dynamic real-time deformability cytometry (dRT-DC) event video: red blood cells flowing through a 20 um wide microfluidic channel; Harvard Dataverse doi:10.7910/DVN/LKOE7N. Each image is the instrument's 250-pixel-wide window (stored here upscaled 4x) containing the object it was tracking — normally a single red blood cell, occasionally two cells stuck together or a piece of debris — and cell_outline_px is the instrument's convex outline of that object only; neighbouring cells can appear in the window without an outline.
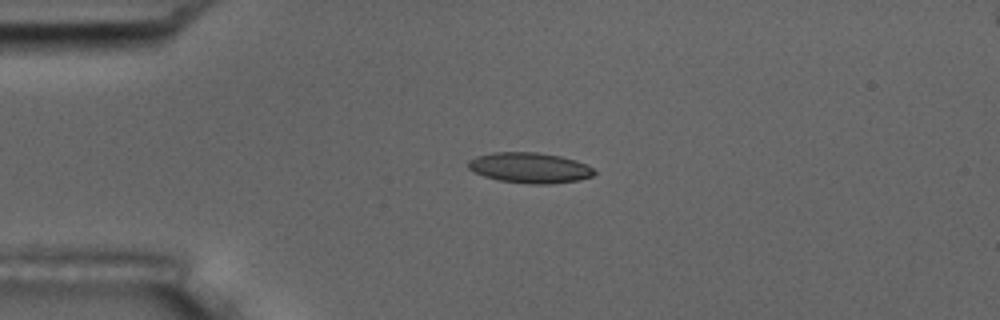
{"species": "common noctule bat (a hibernating species)", "species_latin": "Nyctalus noctula", "temperature_condition": "room temperature", "stored_images_in_passage": 5, "camera_frame_rate_fps": 3000, "um_per_image_px": 0.085, "animal": {"sex": "male", "body_mass_g": 17.5, "forearm_length_mm": 52.3}, "frame": {"image": 1, "passage_image": 3, "time_ms": 2.333, "image_size_px": [1000, 320], "cell_outline_px": [[596, 172], [592, 176], [580, 180], [552, 184], [532, 184], [500, 180], [484, 176], [468, 168], [468, 160], [476, 156], [496, 152], [536, 152], [560, 156], [576, 160], [592, 168]], "centroid_in_image_um": [45.04, 14.26], "position_along_channel_um": 40.0, "area_um2": 22.25}}